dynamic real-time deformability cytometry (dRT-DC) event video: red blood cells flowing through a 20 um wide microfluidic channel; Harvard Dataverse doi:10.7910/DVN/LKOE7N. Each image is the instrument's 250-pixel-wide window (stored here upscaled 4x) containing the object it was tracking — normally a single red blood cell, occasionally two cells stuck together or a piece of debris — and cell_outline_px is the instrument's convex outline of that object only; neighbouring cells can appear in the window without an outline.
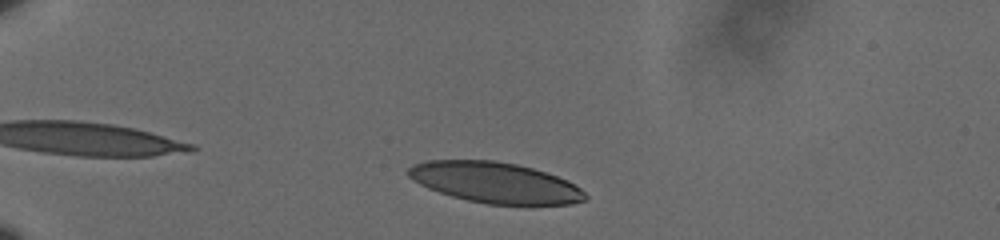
{"species": "human", "species_latin": "Homo sapiens", "temperature_condition": "cold", "stored_images_in_passage": 35, "camera_frame_rate_fps": 3000, "um_per_image_px": 0.085, "donor": {"sex": "male"}, "frame": {"image": 1, "passage_image": 2, "time_ms": 0.333, "image_size_px": [1000, 240], "cell_outline_px": [[588, 200], [572, 204], [528, 208], [484, 204], [452, 196], [428, 188], [412, 180], [408, 176], [408, 168], [412, 164], [428, 160], [492, 160], [516, 164], [532, 168], [568, 180], [580, 188], [588, 196]], "centroid_in_image_um": [42.17, 15.57], "position_along_channel_um": 42.8, "area_um2": 43.18}}
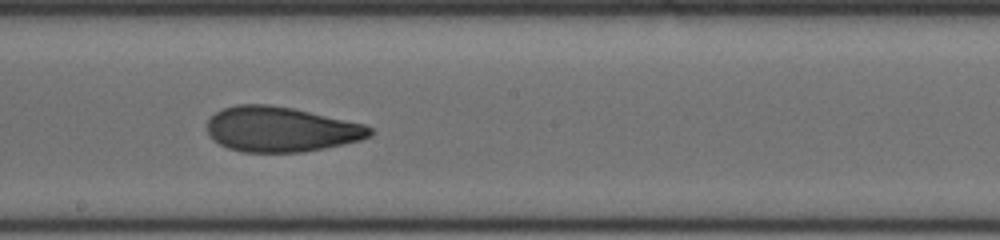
{"frame": {"image": 2, "passage_image": 20, "time_ms": 6.333, "image_size_px": [1000, 240], "cell_outline_px": [[372, 136], [360, 140], [344, 144], [304, 152], [244, 152], [228, 148], [212, 140], [208, 136], [208, 120], [216, 112], [224, 108], [236, 104], [268, 104], [292, 108], [364, 124], [372, 128]], "centroid_in_image_um": [23.86, 10.99], "position_along_channel_um": 224.3, "area_um2": 42.71}}
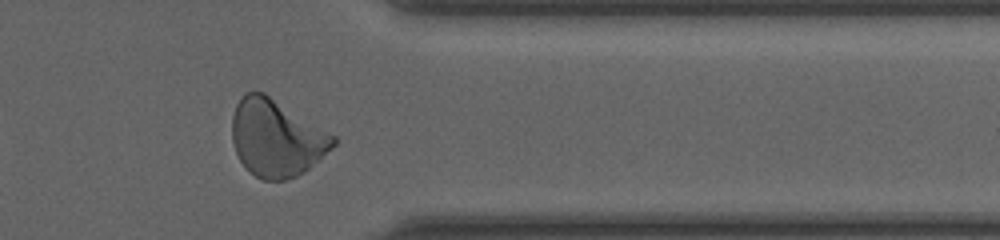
{"frame": {"image": 3, "passage_image": 33, "time_ms": 10.667, "image_size_px": [1000, 240], "cell_outline_px": [[336, 144], [332, 148], [304, 172], [296, 176], [284, 180], [260, 180], [240, 160], [236, 152], [232, 140], [232, 116], [236, 104], [248, 92], [264, 92], [336, 136]], "centroid_in_image_um": [23.49, 11.73], "position_along_channel_um": 387.9, "area_um2": 44.97}, "authors_computed_cell_mechanics": {"area_um2": 43.1766, "velocity_mm_per_s": 3.6044, "shape_relaxation_time_tau1_ms": 6.0799, "shape_relaxation_time_tau2_ms": 1.9862, "deformation_change_tau1": 0.1955, "deformation_change_tau2": 0.09}}